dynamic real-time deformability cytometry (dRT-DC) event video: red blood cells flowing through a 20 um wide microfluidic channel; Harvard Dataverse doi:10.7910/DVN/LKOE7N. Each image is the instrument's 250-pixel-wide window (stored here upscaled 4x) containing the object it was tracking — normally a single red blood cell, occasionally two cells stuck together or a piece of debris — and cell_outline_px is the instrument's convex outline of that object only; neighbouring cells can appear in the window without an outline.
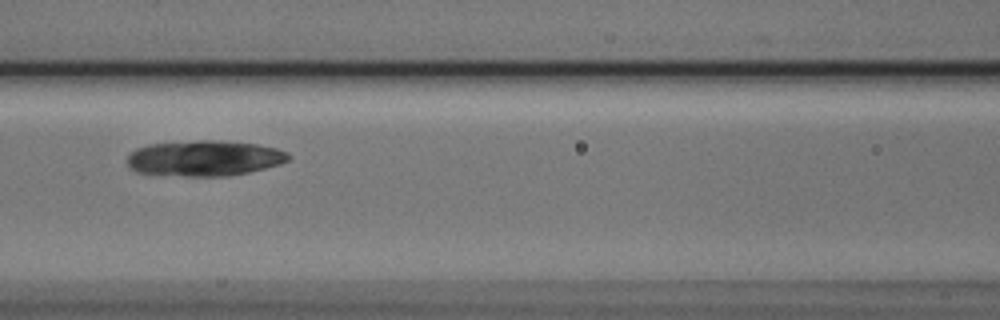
{"species": "Egyptian fruit bat (a non-hibernating species)", "species_latin": "Rousettus aegyptiacus", "temperature_condition": "cold", "stored_images_in_passage": 7, "camera_frame_rate_fps": 3000, "um_per_image_px": 0.085, "animal": {"sex": "male"}, "frame": {"image": 1, "passage_image": 5, "time_ms": 1.333, "image_size_px": [1000, 320], "cell_outline_px": [[292, 156], [288, 160], [280, 164], [248, 172], [228, 176], [184, 176], [136, 172], [128, 164], [128, 156], [136, 148], [148, 144], [196, 140], [220, 140], [256, 144], [276, 148], [288, 152]], "centroid_in_image_um": [17.39, 13.44], "position_along_channel_um": 149.2, "area_um2": 33.47}}
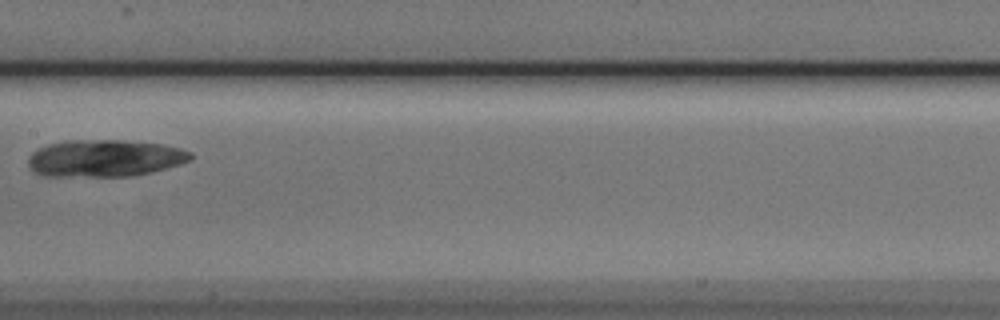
{"frame": {"image": 2, "passage_image": 6, "time_ms": 1.667, "image_size_px": [1000, 320], "cell_outline_px": [[192, 160], [180, 164], [152, 172], [132, 176], [40, 176], [32, 172], [28, 168], [28, 156], [32, 152], [48, 144], [64, 140], [120, 140], [160, 144], [180, 148], [192, 152]], "centroid_in_image_um": [8.86, 13.45], "position_along_channel_um": 198.5, "area_um2": 35.37}}